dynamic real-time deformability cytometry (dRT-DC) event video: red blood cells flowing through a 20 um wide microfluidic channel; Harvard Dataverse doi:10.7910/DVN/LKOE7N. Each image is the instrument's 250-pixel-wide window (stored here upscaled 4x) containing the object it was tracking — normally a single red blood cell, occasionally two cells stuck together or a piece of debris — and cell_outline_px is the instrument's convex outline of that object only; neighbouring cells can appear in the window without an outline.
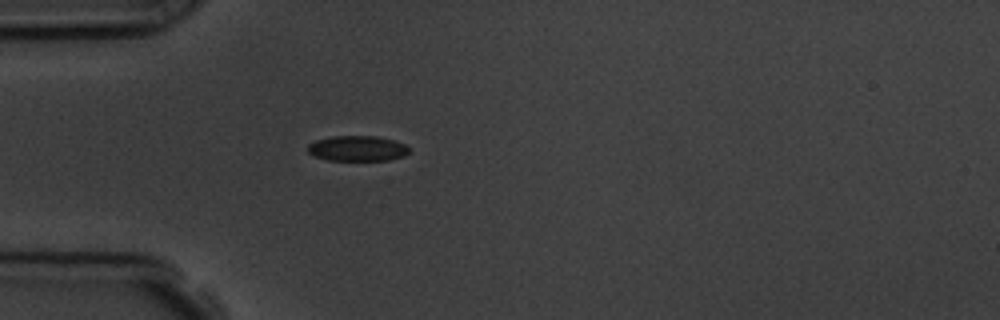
{"species": "common noctule bat (a hibernating species)", "species_latin": "Nyctalus noctula", "temperature_condition": "room temperature", "stored_images_in_passage": 1, "camera_frame_rate_fps": 3000, "um_per_image_px": 0.085, "animal": {"sex": "male", "body_mass_g": 19.5, "forearm_length_mm": 54.6}, "frame": {"image": 1, "passage_image": 1, "time_ms": 0.0, "image_size_px": [1000, 320], "cell_outline_px": [[408, 152], [404, 156], [388, 160], [328, 160], [316, 156], [308, 152], [308, 144], [316, 140], [332, 136], [376, 136], [392, 140], [404, 144], [408, 148]], "centroid_in_image_um": [30.36, 12.61], "position_along_channel_um": 54.6, "area_um2": 14.8}}